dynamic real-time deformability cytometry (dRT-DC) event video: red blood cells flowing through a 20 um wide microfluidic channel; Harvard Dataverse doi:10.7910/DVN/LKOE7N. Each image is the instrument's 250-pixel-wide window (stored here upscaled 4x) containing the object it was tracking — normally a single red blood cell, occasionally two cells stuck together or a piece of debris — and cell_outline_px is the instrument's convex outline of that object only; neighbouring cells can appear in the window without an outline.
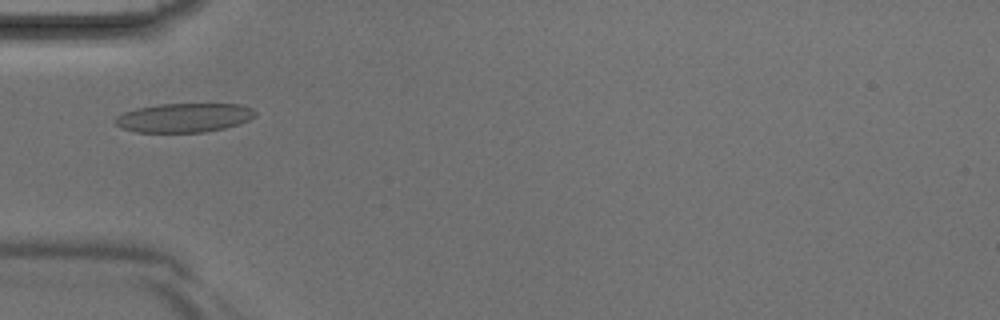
{"species": "Egyptian fruit bat (a non-hibernating species)", "species_latin": "Rousettus aegyptiacus", "temperature_condition": "room temperature", "stored_images_in_passage": 3, "camera_frame_rate_fps": 3000, "um_per_image_px": 0.085, "animal": {"sex": "male"}, "frame": {"image": 1, "passage_image": 3, "time_ms": 0.667, "image_size_px": [1000, 320], "cell_outline_px": [[256, 116], [248, 120], [224, 128], [204, 132], [136, 132], [120, 128], [116, 124], [116, 116], [124, 112], [136, 108], [160, 104], [240, 104], [252, 108], [256, 112]], "centroid_in_image_um": [15.63, 10.0], "position_along_channel_um": 69.4, "area_um2": 23.64}}